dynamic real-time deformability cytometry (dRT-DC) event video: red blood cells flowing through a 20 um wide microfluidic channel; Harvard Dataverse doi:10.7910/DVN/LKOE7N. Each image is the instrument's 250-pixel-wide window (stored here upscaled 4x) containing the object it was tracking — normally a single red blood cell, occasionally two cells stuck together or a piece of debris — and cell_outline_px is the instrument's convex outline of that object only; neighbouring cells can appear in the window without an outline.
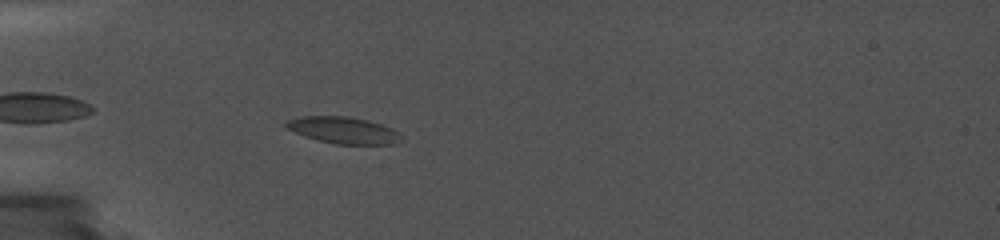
{"species": "common noctule bat (a hibernating species)", "species_latin": "Nyctalus noctula", "temperature_condition": "cold", "stored_images_in_passage": 24, "camera_frame_rate_fps": 5000, "um_per_image_px": 0.085, "animal": {"sex": "female", "body_mass_g": 19.0, "forearm_length_mm": 56.7}, "frame": {"image": 1, "passage_image": 2, "time_ms": 0.8, "image_size_px": [1000, 240], "cell_outline_px": [[396, 144], [336, 144], [304, 136], [288, 128], [284, 124], [284, 120], [300, 116], [348, 116], [368, 120], [392, 128], [396, 132]], "centroid_in_image_um": [29.09, 11.04], "position_along_channel_um": 55.9, "area_um2": 17.51}}
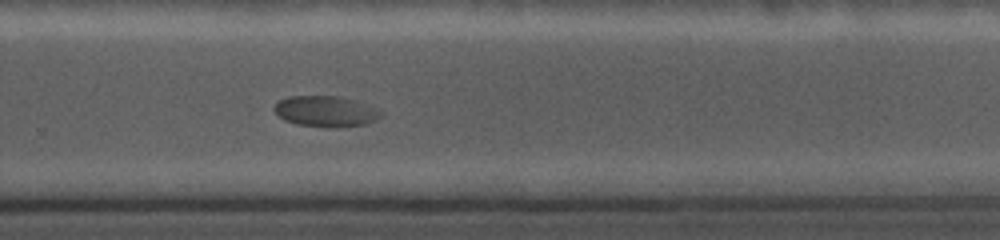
{"frame": {"image": 2, "passage_image": 15, "time_ms": 8.2, "image_size_px": [1000, 240], "cell_outline_px": [[380, 116], [376, 120], [364, 124], [296, 124], [284, 120], [272, 108], [280, 100], [288, 96], [340, 96], [356, 100], [380, 108]], "centroid_in_image_um": [27.68, 9.39], "position_along_channel_um": 302.1, "area_um2": 18.26}}
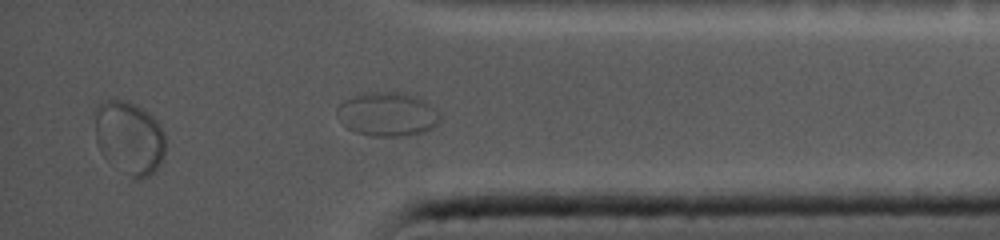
{"frame": {"image": 3, "passage_image": 22, "time_ms": 11.0, "image_size_px": [1000, 240], "cell_outline_px": [[164, 156], [160, 164], [148, 176], [140, 180], [128, 176], [104, 156], [100, 152], [96, 140], [96, 108], [100, 104], [108, 100], [124, 100], [140, 108], [152, 116], [156, 120], [164, 132]], "centroid_in_image_um": [11.0, 11.73], "position_along_channel_um": 424.2, "area_um2": 29.59}}